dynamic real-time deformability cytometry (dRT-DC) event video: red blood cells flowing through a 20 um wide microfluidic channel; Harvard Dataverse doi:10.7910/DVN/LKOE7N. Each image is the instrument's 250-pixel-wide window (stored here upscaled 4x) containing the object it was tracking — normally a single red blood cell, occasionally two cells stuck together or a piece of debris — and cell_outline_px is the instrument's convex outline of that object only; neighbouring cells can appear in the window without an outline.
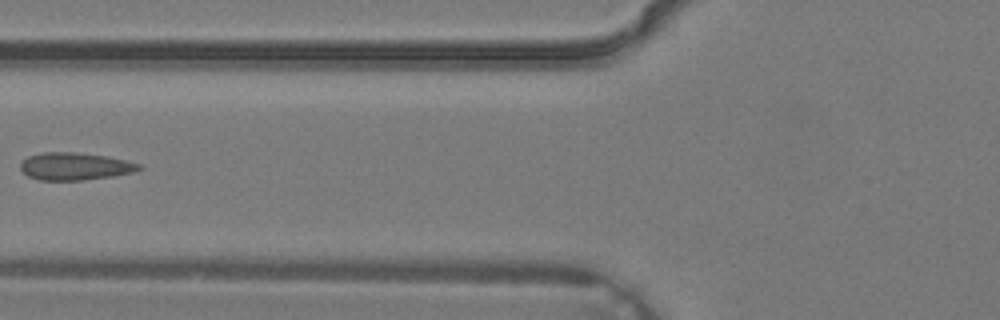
{"species": "common noctule bat (a hibernating species)", "species_latin": "Nyctalus noctula", "temperature_condition": "warm", "stored_images_in_passage": 4, "camera_frame_rate_fps": 3000, "um_per_image_px": 0.085, "animal": {"sex": "male", "body_mass_g": 19.2, "forearm_length_mm": 51.8}, "frame": {"image": 1, "passage_image": 4, "time_ms": 1.0, "image_size_px": [1000, 320], "cell_outline_px": [[144, 168], [132, 172], [112, 176], [84, 180], [40, 180], [28, 176], [20, 168], [20, 164], [28, 156], [40, 152], [76, 152], [104, 156], [124, 160], [140, 164]], "centroid_in_image_um": [6.35, 14.13], "position_along_channel_um": 119.5, "area_um2": 18.84}}